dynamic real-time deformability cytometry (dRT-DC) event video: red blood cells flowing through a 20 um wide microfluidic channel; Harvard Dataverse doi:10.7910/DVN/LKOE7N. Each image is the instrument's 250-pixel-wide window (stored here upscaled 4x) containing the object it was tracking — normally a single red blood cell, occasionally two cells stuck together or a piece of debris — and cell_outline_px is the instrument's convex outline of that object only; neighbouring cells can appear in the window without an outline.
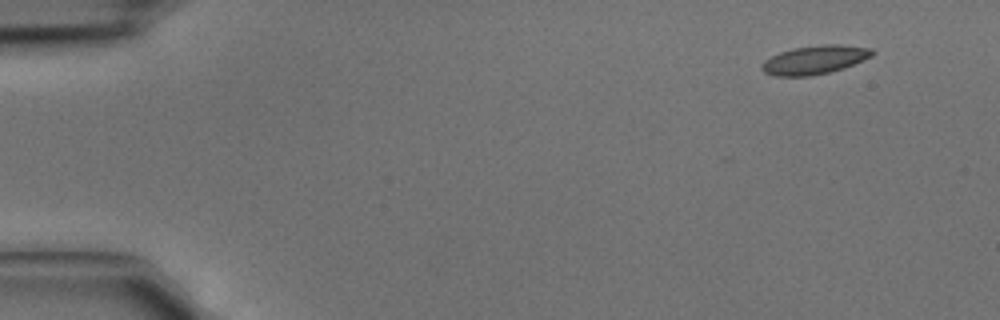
{"species": "common noctule bat (a hibernating species)", "species_latin": "Nyctalus noctula", "temperature_condition": "cold", "stored_images_in_passage": 5, "camera_frame_rate_fps": 3000, "um_per_image_px": 0.085, "animal": {"sex": "male", "body_mass_g": 15.6}, "frame": {"image": 1, "passage_image": 1, "time_ms": 0.0, "image_size_px": [1000, 320], "cell_outline_px": [[872, 56], [864, 60], [844, 68], [828, 72], [808, 76], [776, 76], [764, 72], [760, 68], [764, 60], [780, 52], [792, 48], [820, 44], [840, 44], [872, 48]], "centroid_in_image_um": [69.24, 5.07], "position_along_channel_um": 15.8, "area_um2": 18.44}}
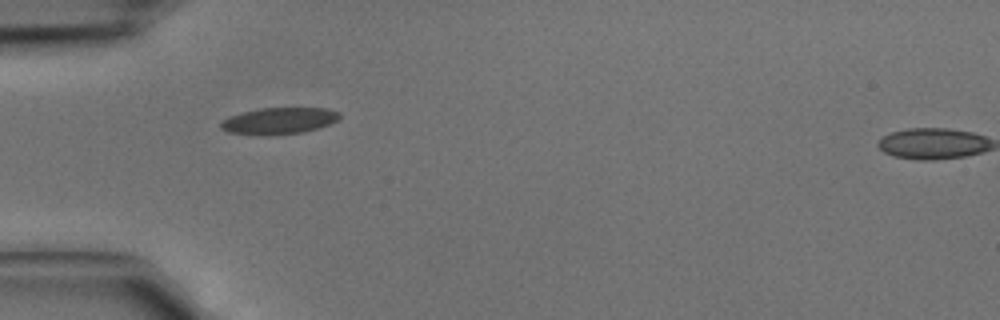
{"frame": {"image": 2, "passage_image": 4, "time_ms": 1.0, "image_size_px": [1000, 320], "cell_outline_px": [[340, 116], [336, 120], [328, 124], [316, 128], [300, 132], [260, 136], [228, 132], [220, 128], [220, 120], [228, 116], [260, 108], [328, 108], [340, 112]], "centroid_in_image_um": [23.65, 10.27], "position_along_channel_um": 61.4, "area_um2": 18.32}}